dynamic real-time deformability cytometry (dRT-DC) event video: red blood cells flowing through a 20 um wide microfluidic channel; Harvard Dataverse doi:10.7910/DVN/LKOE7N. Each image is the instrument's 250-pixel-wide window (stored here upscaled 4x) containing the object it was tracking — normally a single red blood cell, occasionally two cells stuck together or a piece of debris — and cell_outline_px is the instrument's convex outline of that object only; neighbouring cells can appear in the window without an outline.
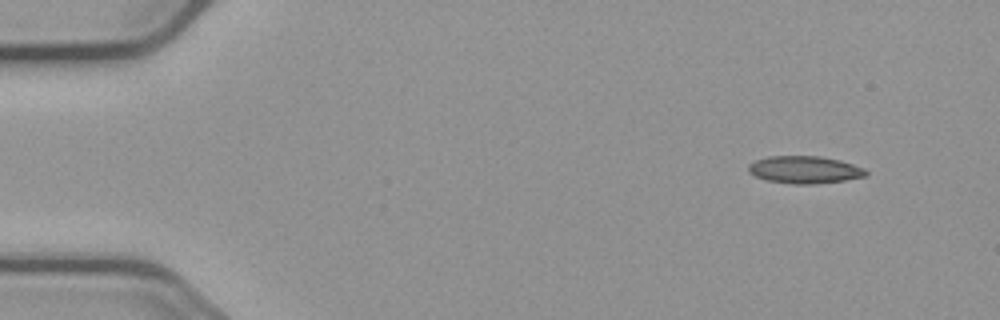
{"species": "common noctule bat (a hibernating species)", "species_latin": "Nyctalus noctula", "temperature_condition": "cold", "stored_images_in_passage": 41, "camera_frame_rate_fps": 3000, "um_per_image_px": 0.085, "animal": {"sex": "male", "body_mass_g": 23.1, "forearm_length_mm": 52.7}, "frame": {"image": 1, "passage_image": 1, "time_ms": 0.0, "image_size_px": [1000, 320], "cell_outline_px": [[868, 176], [844, 180], [816, 184], [792, 184], [764, 180], [748, 172], [748, 164], [756, 160], [768, 156], [820, 156], [840, 160], [864, 168], [868, 172]], "centroid_in_image_um": [68.39, 14.43], "position_along_channel_um": 16.6, "area_um2": 18.9}}
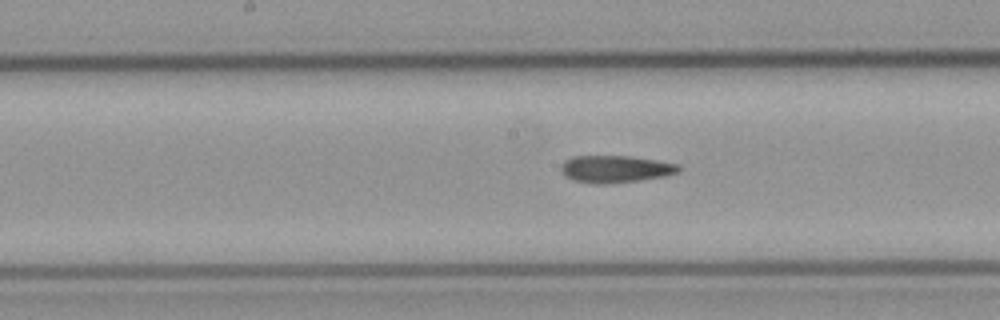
{"frame": {"image": 2, "passage_image": 24, "time_ms": 7.667, "image_size_px": [1000, 320], "cell_outline_px": [[680, 172], [664, 176], [640, 180], [604, 184], [592, 184], [572, 180], [564, 176], [560, 168], [564, 160], [572, 156], [632, 156], [680, 164]], "centroid_in_image_um": [52.29, 14.36], "position_along_channel_um": 195.9, "area_um2": 18.84}}
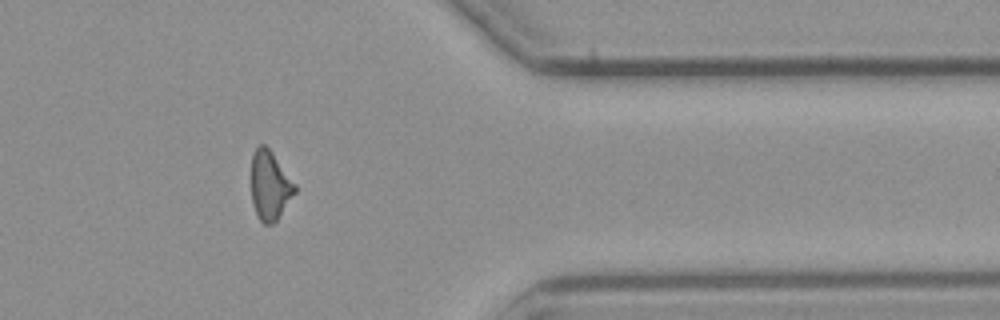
{"frame": {"image": 3, "passage_image": 41, "time_ms": 13.333, "image_size_px": [1000, 320], "cell_outline_px": [[296, 192], [276, 220], [272, 224], [264, 224], [260, 220], [256, 212], [252, 200], [252, 152], [260, 144], [264, 144], [272, 152], [296, 184]], "centroid_in_image_um": [22.95, 15.75], "position_along_channel_um": 388.5, "area_um2": 17.34}, "authors_computed_cell_mechanics": {"area_um2": 18.7272, "velocity_mm_per_s": 3.7224, "shape_relaxation_time_tau1_ms": null, "shape_relaxation_time_tau2_ms": 5.7683, "deformation_change_tau1": null, "deformation_change_tau2": 0.162}}